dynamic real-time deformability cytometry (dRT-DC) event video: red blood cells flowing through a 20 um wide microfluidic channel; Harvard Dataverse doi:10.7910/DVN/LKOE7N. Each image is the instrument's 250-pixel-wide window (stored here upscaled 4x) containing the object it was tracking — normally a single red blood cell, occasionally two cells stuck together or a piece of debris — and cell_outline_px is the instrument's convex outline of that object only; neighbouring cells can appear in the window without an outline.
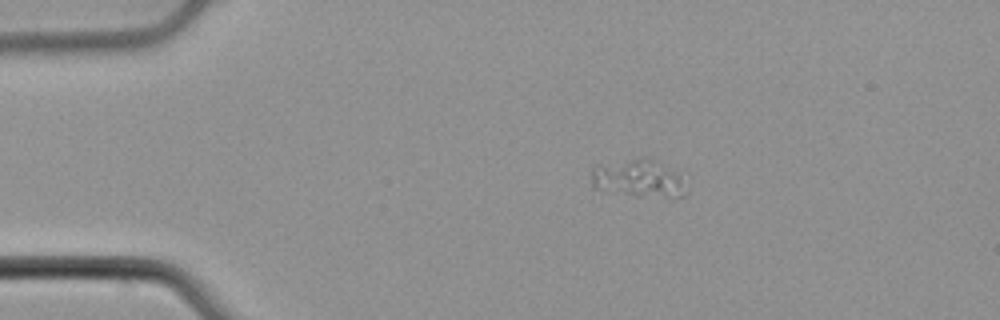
{"species": "common noctule bat (a hibernating species)", "species_latin": "Nyctalus noctula", "temperature_condition": "cold", "stored_images_in_passage": 3, "camera_frame_rate_fps": 3000, "um_per_image_px": 0.085, "animal": {"sex": "male", "body_mass_g": 21.5, "forearm_length_mm": 52.0}, "frame": {"image": 1, "passage_image": 1, "time_ms": 0.0, "image_size_px": [1000, 320], "cell_outline_px": [[688, 192], [684, 196], [636, 196], [592, 188], [592, 168], [596, 164], [632, 160], [652, 160], [660, 164], [680, 176]], "centroid_in_image_um": [54.21, 15.21], "position_along_channel_um": 30.8, "area_um2": 20.0}}
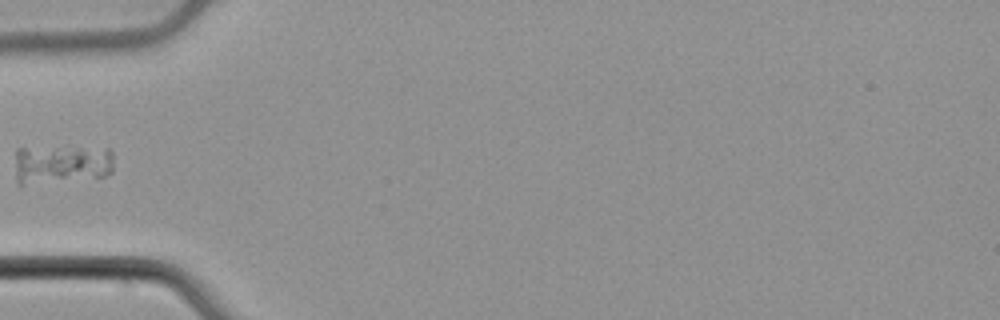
{"frame": {"image": 2, "passage_image": 3, "time_ms": 0.667, "image_size_px": [1000, 320], "cell_outline_px": [[112, 172], [104, 176], [20, 184], [16, 180], [16, 148], [68, 144], [108, 148], [112, 152]], "centroid_in_image_um": [5.24, 13.85], "position_along_channel_um": 79.8, "area_um2": 23.18}}